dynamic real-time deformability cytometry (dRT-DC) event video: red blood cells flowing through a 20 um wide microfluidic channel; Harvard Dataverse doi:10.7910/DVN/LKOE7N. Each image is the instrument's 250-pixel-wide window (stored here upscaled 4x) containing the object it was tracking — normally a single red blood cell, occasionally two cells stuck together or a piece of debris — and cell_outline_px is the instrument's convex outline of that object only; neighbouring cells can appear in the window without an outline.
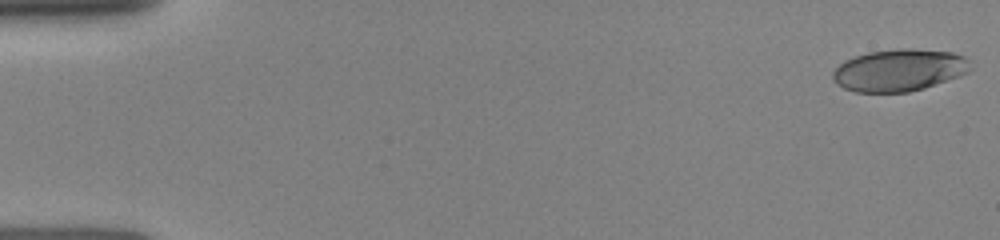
{"species": "human", "species_latin": "Homo sapiens", "temperature_condition": "room temperature", "stored_images_in_passage": 6, "camera_frame_rate_fps": 3000, "um_per_image_px": 0.085, "donor": {"sex": "female"}, "frame": {"image": 1, "passage_image": 1, "time_ms": 0.0, "image_size_px": [1000, 240], "cell_outline_px": [[972, 68], [968, 72], [960, 76], [924, 88], [908, 92], [856, 92], [844, 88], [832, 76], [832, 72], [840, 64], [856, 56], [868, 52], [900, 48], [908, 48], [952, 52], [964, 56]], "centroid_in_image_um": [76.47, 5.96], "position_along_channel_um": 8.5, "area_um2": 33.47}}